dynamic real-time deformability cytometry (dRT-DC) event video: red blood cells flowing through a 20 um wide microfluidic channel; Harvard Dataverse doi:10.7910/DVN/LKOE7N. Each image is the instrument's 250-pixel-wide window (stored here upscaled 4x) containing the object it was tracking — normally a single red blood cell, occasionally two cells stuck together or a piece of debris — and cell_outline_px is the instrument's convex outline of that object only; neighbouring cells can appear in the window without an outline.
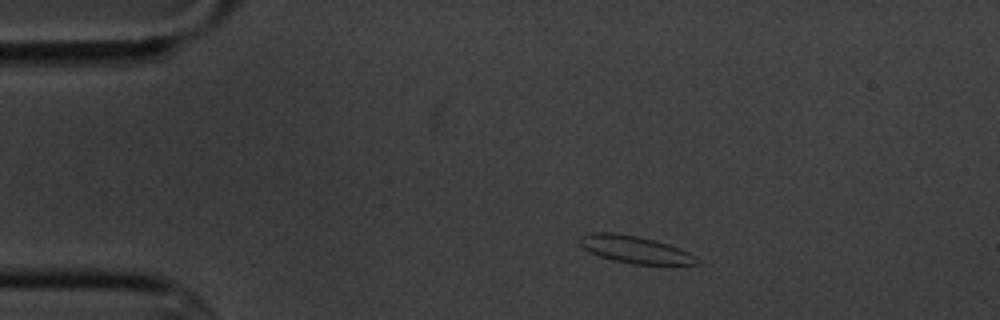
{"species": "common noctule bat (a hibernating species)", "species_latin": "Nyctalus noctula", "temperature_condition": "cold", "stored_images_in_passage": 7, "camera_frame_rate_fps": 3000, "um_per_image_px": 0.085, "animal": {"sex": "male", "body_mass_g": 20.1, "forearm_length_mm": 53.5}, "frame": {"image": 1, "passage_image": 1, "time_ms": 0.0, "image_size_px": [1000, 320], "cell_outline_px": [[700, 264], [632, 264], [612, 260], [588, 252], [580, 244], [580, 236], [588, 232], [612, 232], [636, 236], [656, 240], [680, 248], [696, 256], [700, 260]], "centroid_in_image_um": [53.96, 21.2], "position_along_channel_um": 31.0, "area_um2": 18.67}}
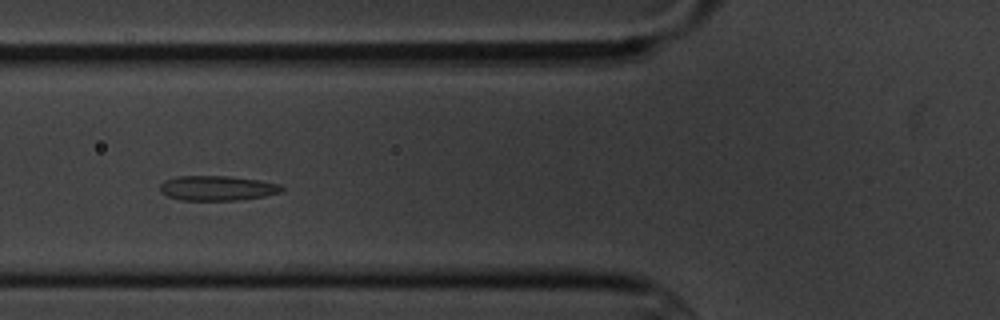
{"frame": {"image": 2, "passage_image": 4, "time_ms": 3.667, "image_size_px": [1000, 320], "cell_outline_px": [[284, 192], [264, 196], [240, 200], [180, 200], [168, 196], [160, 192], [160, 184], [164, 180], [176, 176], [228, 176], [260, 180], [280, 184], [284, 188]], "centroid_in_image_um": [18.48, 15.99], "position_along_channel_um": 107.3, "area_um2": 17.8}}
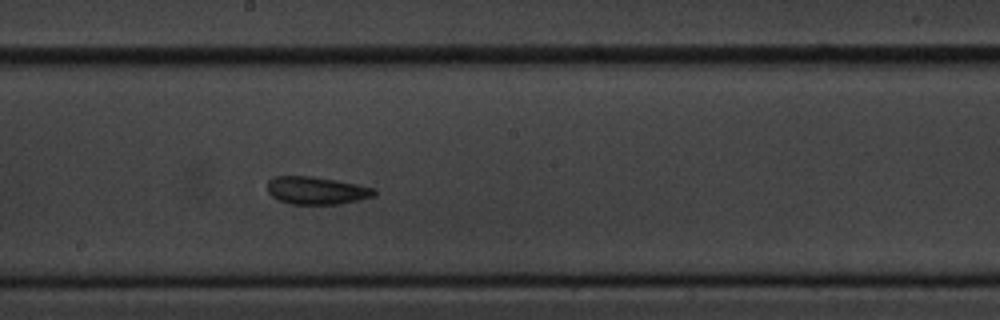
{"frame": {"image": 3, "passage_image": 7, "time_ms": 7.0, "image_size_px": [1000, 320], "cell_outline_px": [[376, 192], [372, 196], [360, 200], [336, 204], [288, 204], [276, 200], [268, 192], [268, 180], [276, 176], [312, 176], [336, 180], [376, 188]], "centroid_in_image_um": [26.88, 16.19], "position_along_channel_um": 221.3, "area_um2": 17.28}}